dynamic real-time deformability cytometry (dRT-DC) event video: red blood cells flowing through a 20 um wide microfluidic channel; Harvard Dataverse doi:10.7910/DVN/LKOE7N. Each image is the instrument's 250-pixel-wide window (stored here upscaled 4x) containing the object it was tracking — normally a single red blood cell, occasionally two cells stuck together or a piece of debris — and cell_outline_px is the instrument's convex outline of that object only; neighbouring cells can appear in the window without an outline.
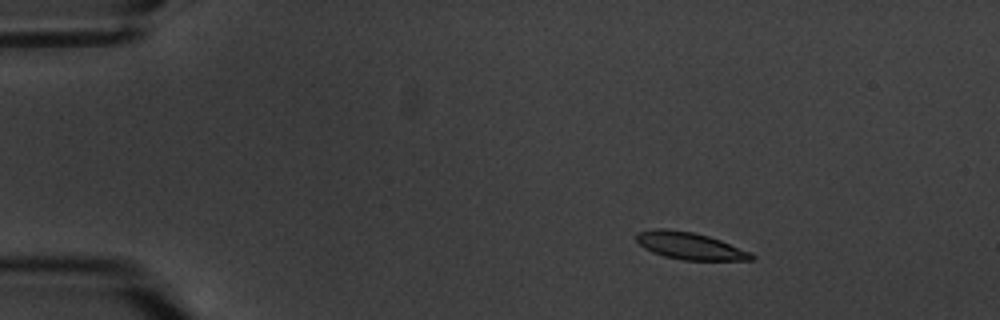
{"species": "common noctule bat (a hibernating species)", "species_latin": "Nyctalus noctula", "temperature_condition": "warm", "stored_images_in_passage": 5, "camera_frame_rate_fps": 3000, "um_per_image_px": 0.085, "animal": {"sex": "male", "body_mass_g": 20.1, "forearm_length_mm": 53.5}, "frame": {"image": 1, "passage_image": 2, "time_ms": 1.333, "image_size_px": [1000, 320], "cell_outline_px": [[756, 256], [752, 260], [684, 260], [664, 256], [652, 252], [644, 248], [636, 240], [636, 232], [656, 228], [668, 228], [692, 232], [708, 236], [720, 240], [752, 252]], "centroid_in_image_um": [58.63, 20.89], "position_along_channel_um": 26.4, "area_um2": 18.26}}